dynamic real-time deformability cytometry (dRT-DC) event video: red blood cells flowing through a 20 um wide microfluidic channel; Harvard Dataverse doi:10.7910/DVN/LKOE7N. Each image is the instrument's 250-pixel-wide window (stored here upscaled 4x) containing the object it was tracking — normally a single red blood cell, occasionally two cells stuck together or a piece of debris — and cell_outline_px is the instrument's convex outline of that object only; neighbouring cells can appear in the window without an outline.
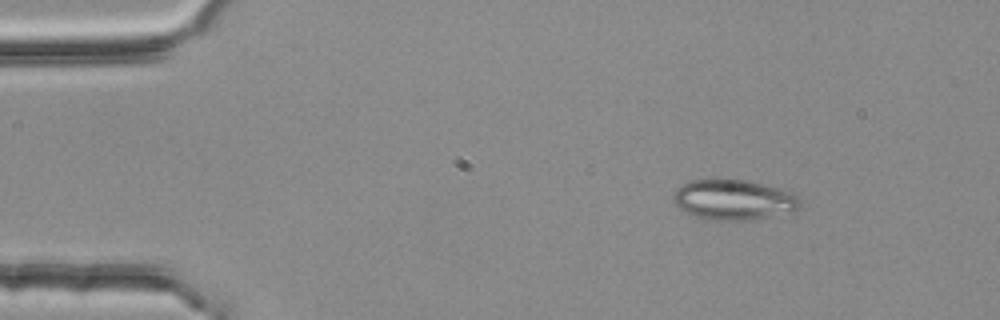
{"species": "common noctule bat (a hibernating species)", "species_latin": "Nyctalus noctula", "temperature_condition": "room temperature", "stored_images_in_passage": 3, "camera_frame_rate_fps": 3000, "um_per_image_px": 0.085, "animal": {"sex": "female", "body_mass_g": 25.1}, "frame": {"image": 1, "passage_image": 1, "time_ms": 0.0, "image_size_px": [1000, 320], "cell_outline_px": [[800, 208], [792, 212], [748, 220], [712, 220], [696, 216], [684, 212], [676, 204], [672, 196], [676, 188], [692, 180], [744, 180], [784, 188], [792, 192], [800, 200]], "centroid_in_image_um": [62.39, 16.98], "position_along_channel_um": 22.6, "area_um2": 29.65}}
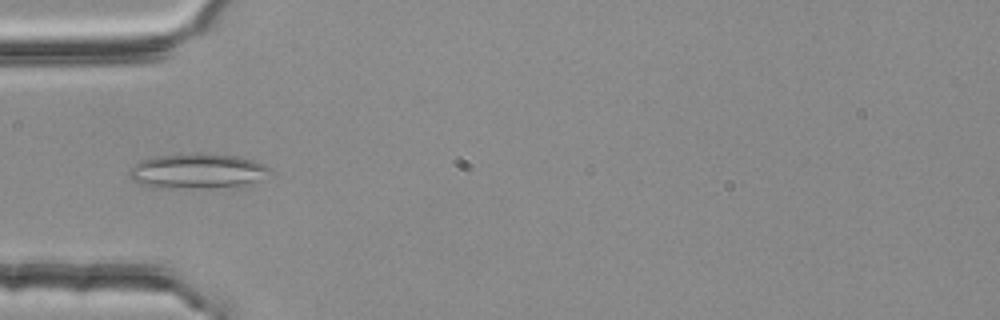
{"frame": {"image": 2, "passage_image": 3, "time_ms": 0.667, "image_size_px": [1000, 320], "cell_outline_px": [[272, 172], [240, 188], [152, 188], [132, 180], [128, 176], [128, 172], [140, 160], [156, 156], [240, 156], [264, 164], [272, 168]], "centroid_in_image_um": [16.8, 14.61], "position_along_channel_um": 68.2, "area_um2": 28.21}}